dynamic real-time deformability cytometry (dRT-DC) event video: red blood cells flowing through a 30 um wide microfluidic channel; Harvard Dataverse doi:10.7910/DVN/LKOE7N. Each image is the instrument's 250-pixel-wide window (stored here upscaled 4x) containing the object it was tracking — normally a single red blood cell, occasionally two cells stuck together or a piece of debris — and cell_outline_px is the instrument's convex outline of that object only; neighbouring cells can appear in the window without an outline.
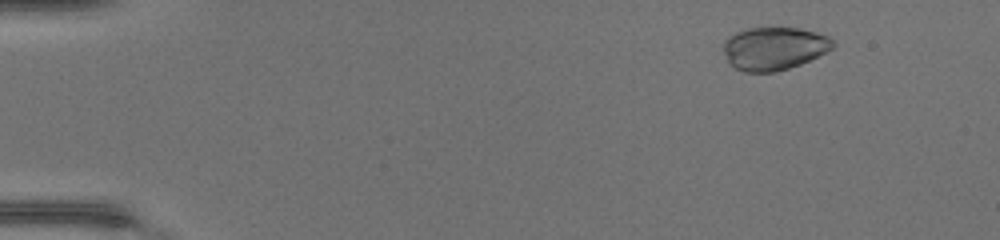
{"species": "common noctule bat (a hibernating species)", "species_latin": "Nyctalus noctula", "temperature_condition": "warm", "stored_images_in_passage": 48, "camera_frame_rate_fps": 3000, "um_per_image_px": 0.085, "animal": {"sex": "female", "body_mass_g": 17.0, "forearm_length_mm": 48.0}, "frame": {"image": 1, "passage_image": 6, "time_ms": 1.667, "image_size_px": [1000, 240], "cell_outline_px": [[836, 44], [832, 48], [800, 64], [788, 68], [772, 72], [744, 72], [736, 68], [728, 60], [724, 52], [724, 40], [728, 36], [736, 32], [748, 28], [776, 24], [800, 28], [816, 32], [828, 36]], "centroid_in_image_um": [65.78, 4.05], "position_along_channel_um": 19.2, "area_um2": 27.86}}
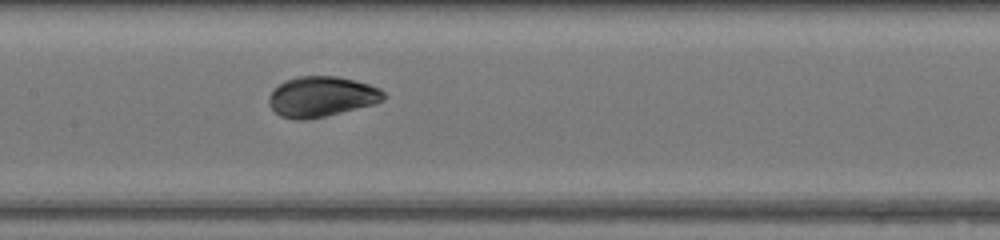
{"frame": {"image": 2, "passage_image": 25, "time_ms": 8.0, "image_size_px": [1000, 240], "cell_outline_px": [[384, 100], [376, 104], [324, 116], [304, 120], [296, 120], [280, 116], [268, 104], [268, 96], [284, 80], [296, 76], [336, 76], [368, 84], [380, 88], [384, 92]], "centroid_in_image_um": [27.32, 8.21], "position_along_channel_um": 180.1, "area_um2": 26.93}}
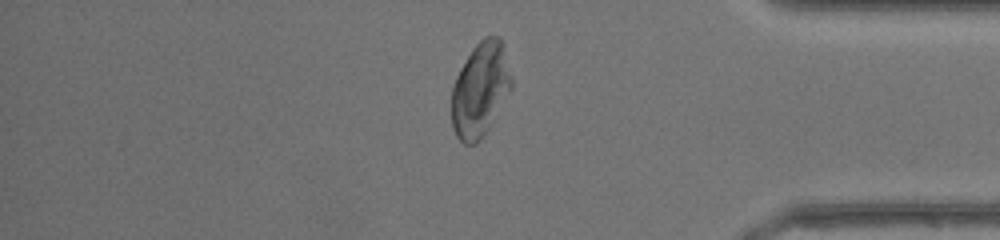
{"frame": {"image": 3, "passage_image": 41, "time_ms": 13.333, "image_size_px": [1000, 240], "cell_outline_px": [[512, 88], [488, 128], [480, 140], [476, 144], [464, 144], [456, 136], [452, 128], [452, 84], [460, 68], [472, 48], [484, 36], [500, 36], [504, 44], [512, 76]], "centroid_in_image_um": [40.83, 7.58], "position_along_channel_um": 394.4, "area_um2": 33.12}, "authors_computed_cell_mechanics": {"area_um2": 27.8018, "velocity_mm_per_s": 4.4282, "shape_relaxation_time_tau1_ms": 1.6939, "shape_relaxation_time_tau2_ms": null, "deformation_change_tau1": 0.0824, "deformation_change_tau2": null}}